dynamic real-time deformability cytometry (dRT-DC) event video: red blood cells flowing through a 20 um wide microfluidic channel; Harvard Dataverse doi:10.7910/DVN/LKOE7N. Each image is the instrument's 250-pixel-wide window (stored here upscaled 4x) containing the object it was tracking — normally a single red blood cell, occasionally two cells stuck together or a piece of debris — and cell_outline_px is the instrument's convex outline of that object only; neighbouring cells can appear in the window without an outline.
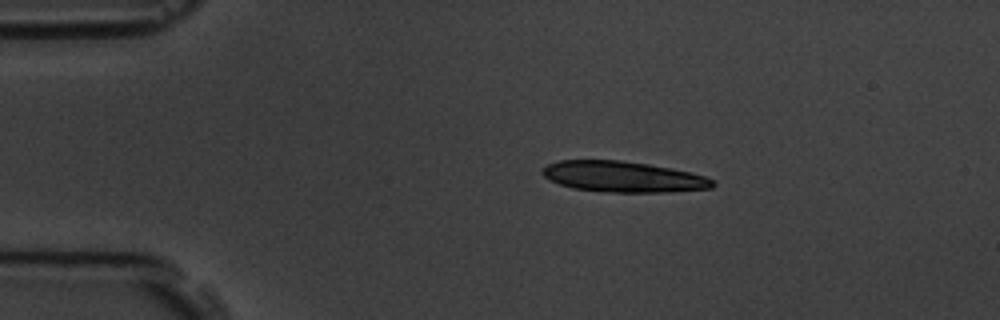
{"species": "common noctule bat (a hibernating species)", "species_latin": "Nyctalus noctula", "temperature_condition": "room temperature", "stored_images_in_passage": 5, "camera_frame_rate_fps": 3000, "um_per_image_px": 0.085, "animal": {"sex": "male", "body_mass_g": 19.5, "forearm_length_mm": 54.6}, "frame": {"image": 1, "passage_image": 3, "time_ms": 2.333, "image_size_px": [1000, 320], "cell_outline_px": [[716, 184], [712, 188], [668, 192], [608, 192], [572, 188], [548, 180], [540, 172], [540, 168], [548, 164], [560, 160], [620, 160], [648, 164], [688, 172], [704, 176], [712, 180]], "centroid_in_image_um": [52.9, 15.02], "position_along_channel_um": 32.1, "area_um2": 30.52}}